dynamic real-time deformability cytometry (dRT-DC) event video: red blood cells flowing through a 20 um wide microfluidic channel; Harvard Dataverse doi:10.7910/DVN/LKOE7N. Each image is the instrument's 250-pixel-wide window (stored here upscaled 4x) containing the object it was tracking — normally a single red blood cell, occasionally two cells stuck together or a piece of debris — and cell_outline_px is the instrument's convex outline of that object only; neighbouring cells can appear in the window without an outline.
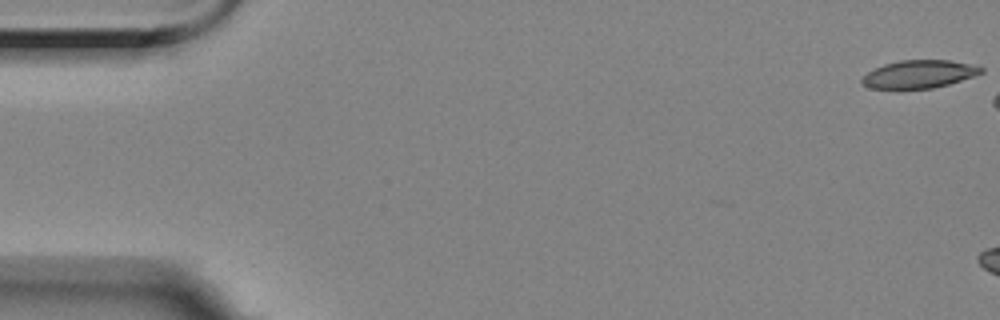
{"species": "Egyptian fruit bat (a non-hibernating species)", "species_latin": "Rousettus aegyptiacus", "temperature_condition": "room temperature", "stored_images_in_passage": 8, "camera_frame_rate_fps": 3000, "um_per_image_px": 0.085, "animal": {"sex": "female"}, "frame": {"image": 1, "passage_image": 1, "time_ms": 0.0, "image_size_px": [1000, 320], "cell_outline_px": [[984, 72], [976, 76], [948, 84], [932, 88], [900, 92], [872, 88], [864, 84], [860, 80], [868, 72], [884, 64], [900, 60], [948, 60], [968, 64], [984, 68]], "centroid_in_image_um": [78.09, 6.35], "position_along_channel_um": 6.9, "area_um2": 19.94}}